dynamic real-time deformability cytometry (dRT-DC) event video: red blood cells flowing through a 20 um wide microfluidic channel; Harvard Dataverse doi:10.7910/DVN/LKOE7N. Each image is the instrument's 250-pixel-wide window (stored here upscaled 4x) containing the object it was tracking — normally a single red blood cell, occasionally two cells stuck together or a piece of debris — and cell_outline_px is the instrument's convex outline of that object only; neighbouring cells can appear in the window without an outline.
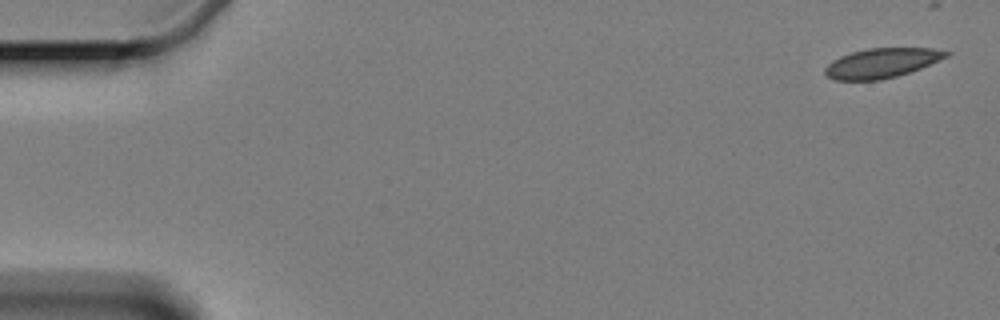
{"species": "Egyptian fruit bat (a non-hibernating species)", "species_latin": "Rousettus aegyptiacus", "temperature_condition": "cold", "stored_images_in_passage": 6, "camera_frame_rate_fps": 3000, "um_per_image_px": 0.085, "animal": {"sex": "female"}, "frame": {"image": 1, "passage_image": 1, "time_ms": 0.0, "image_size_px": [1000, 320], "cell_outline_px": [[952, 52], [948, 56], [920, 68], [896, 76], [880, 80], [836, 80], [828, 76], [824, 72], [824, 68], [832, 60], [840, 56], [852, 52], [868, 48], [932, 48]], "centroid_in_image_um": [74.93, 5.35], "position_along_channel_um": 10.1, "area_um2": 20.75}}